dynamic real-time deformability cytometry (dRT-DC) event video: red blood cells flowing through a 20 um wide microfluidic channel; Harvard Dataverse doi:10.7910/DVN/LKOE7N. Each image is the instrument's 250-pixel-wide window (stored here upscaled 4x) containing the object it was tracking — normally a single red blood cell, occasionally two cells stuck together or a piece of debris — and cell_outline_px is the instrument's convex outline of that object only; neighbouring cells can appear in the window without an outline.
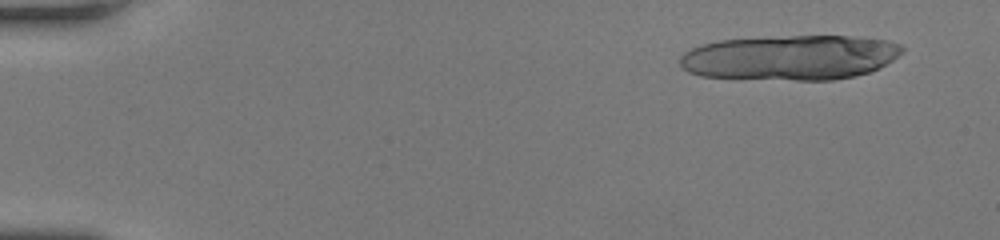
{"species": "human", "species_latin": "Homo sapiens", "temperature_condition": "room temperature", "stored_images_in_passage": 19, "camera_frame_rate_fps": 3000, "um_per_image_px": 0.085, "donor": {"sex": "female"}, "frame": {"image": 1, "passage_image": 4, "time_ms": 1.0, "image_size_px": [1000, 240], "cell_outline_px": [[904, 48], [892, 60], [868, 72], [856, 76], [832, 80], [796, 80], [700, 76], [688, 72], [680, 64], [680, 56], [684, 52], [692, 48], [704, 44], [720, 40], [792, 36], [852, 36], [888, 40], [904, 44]], "centroid_in_image_um": [67.19, 4.89], "position_along_channel_um": 17.8, "area_um2": 57.92}}